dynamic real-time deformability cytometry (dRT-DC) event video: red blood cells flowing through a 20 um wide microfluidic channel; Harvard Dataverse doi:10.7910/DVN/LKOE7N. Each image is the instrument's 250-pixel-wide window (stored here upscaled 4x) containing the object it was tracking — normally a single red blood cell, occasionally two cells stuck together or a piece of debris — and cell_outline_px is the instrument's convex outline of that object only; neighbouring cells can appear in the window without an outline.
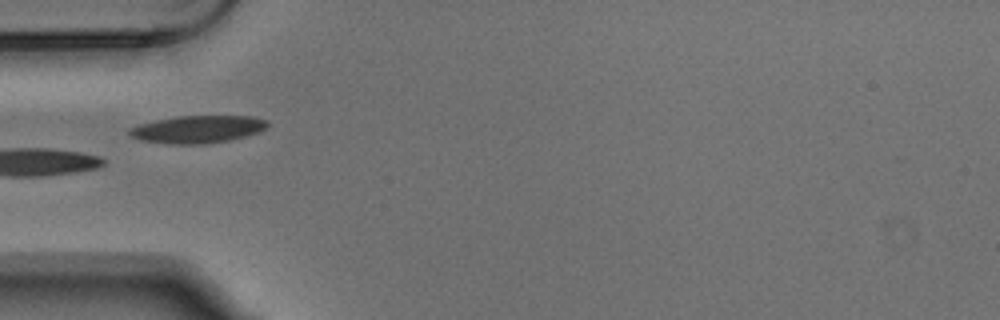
{"species": "Egyptian fruit bat (a non-hibernating species)", "species_latin": "Rousettus aegyptiacus", "temperature_condition": "warm", "stored_images_in_passage": 8, "camera_frame_rate_fps": 3000, "um_per_image_px": 0.085, "animal": {"sex": "male"}, "frame": {"image": 1, "passage_image": 5, "time_ms": 1.333, "image_size_px": [1000, 320], "cell_outline_px": [[268, 128], [260, 132], [228, 140], [208, 144], [168, 144], [140, 140], [128, 136], [128, 128], [140, 124], [156, 120], [176, 116], [252, 116], [268, 120]], "centroid_in_image_um": [16.79, 10.99], "position_along_channel_um": 68.2, "area_um2": 22.37}}
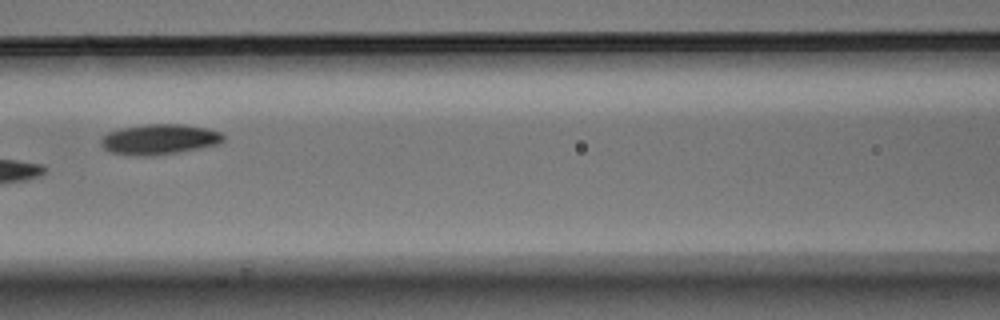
{"frame": {"image": 2, "passage_image": 7, "time_ms": 2.0, "image_size_px": [1000, 320], "cell_outline_px": [[224, 140], [220, 144], [180, 152], [152, 156], [128, 156], [108, 152], [100, 144], [100, 140], [108, 132], [120, 128], [144, 124], [184, 124], [208, 128], [220, 132], [224, 136]], "centroid_in_image_um": [13.53, 11.85], "position_along_channel_um": 153.1, "area_um2": 22.08}}
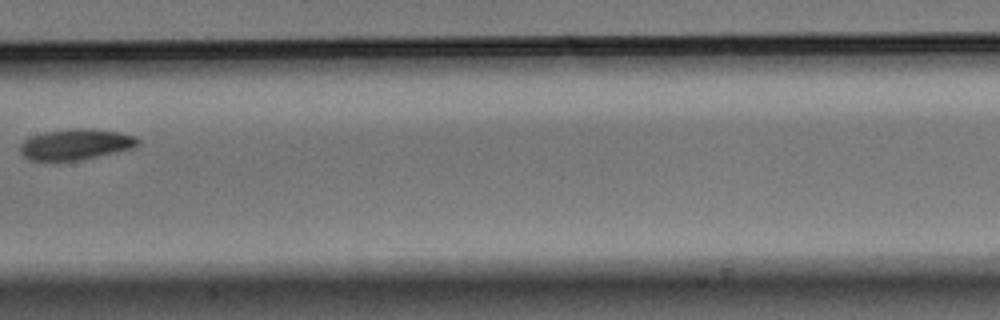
{"frame": {"image": 3, "passage_image": 8, "time_ms": 2.333, "image_size_px": [1000, 320], "cell_outline_px": [[140, 140], [132, 148], [80, 160], [28, 160], [20, 152], [20, 144], [28, 136], [44, 132], [68, 128], [92, 128], [120, 132], [136, 136]], "centroid_in_image_um": [6.4, 12.25], "position_along_channel_um": 201.0, "area_um2": 21.21}}